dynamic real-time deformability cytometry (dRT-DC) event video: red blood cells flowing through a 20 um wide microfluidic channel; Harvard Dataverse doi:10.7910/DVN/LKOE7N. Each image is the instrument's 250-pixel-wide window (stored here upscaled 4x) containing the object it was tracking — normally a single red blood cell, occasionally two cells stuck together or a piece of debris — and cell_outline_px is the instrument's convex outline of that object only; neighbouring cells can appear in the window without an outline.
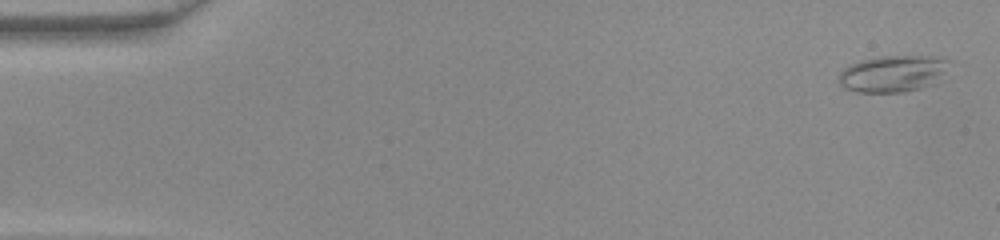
{"species": "common noctule bat (a hibernating species)", "species_latin": "Nyctalus noctula", "temperature_condition": "warm", "stored_images_in_passage": 48, "camera_frame_rate_fps": 3000, "um_per_image_px": 0.085, "animal": {"sex": "female", "body_mass_g": 22.0, "forearm_length_mm": 56.7}, "frame": {"image": 1, "passage_image": 1, "time_ms": 0.0, "image_size_px": [1000, 240], "cell_outline_px": [[948, 60], [936, 84], [904, 92], [856, 92], [844, 88], [840, 84], [840, 72], [844, 68], [860, 60], [880, 56], [932, 56]], "centroid_in_image_um": [75.85, 6.27], "position_along_channel_um": 9.2, "area_um2": 23.24}}
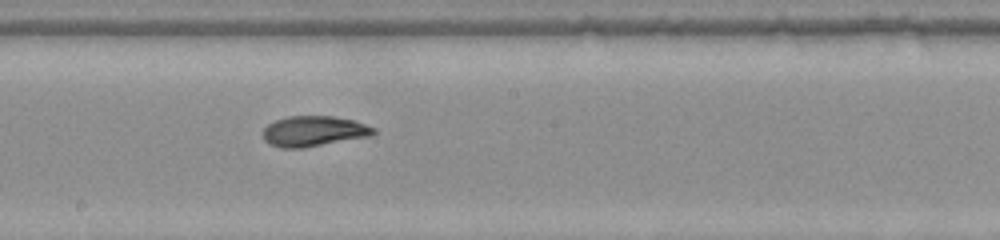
{"frame": {"image": 2, "passage_image": 26, "time_ms": 8.333, "image_size_px": [1000, 240], "cell_outline_px": [[376, 132], [372, 136], [300, 148], [280, 148], [268, 144], [264, 140], [264, 128], [268, 124], [276, 120], [288, 116], [332, 116], [356, 120], [376, 128]], "centroid_in_image_um": [26.7, 11.15], "position_along_channel_um": 221.5, "area_um2": 19.71}}
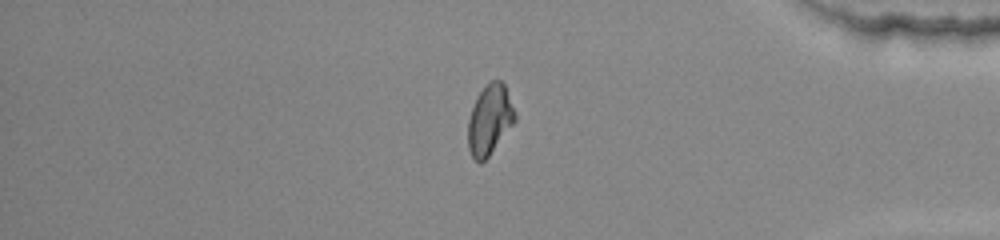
{"frame": {"image": 3, "passage_image": 40, "time_ms": 13.0, "image_size_px": [1000, 240], "cell_outline_px": [[516, 120], [488, 156], [480, 164], [472, 156], [468, 148], [468, 120], [476, 96], [492, 80], [500, 80], [504, 84], [516, 116]], "centroid_in_image_um": [41.6, 10.19], "position_along_channel_um": 393.6, "area_um2": 18.73}}